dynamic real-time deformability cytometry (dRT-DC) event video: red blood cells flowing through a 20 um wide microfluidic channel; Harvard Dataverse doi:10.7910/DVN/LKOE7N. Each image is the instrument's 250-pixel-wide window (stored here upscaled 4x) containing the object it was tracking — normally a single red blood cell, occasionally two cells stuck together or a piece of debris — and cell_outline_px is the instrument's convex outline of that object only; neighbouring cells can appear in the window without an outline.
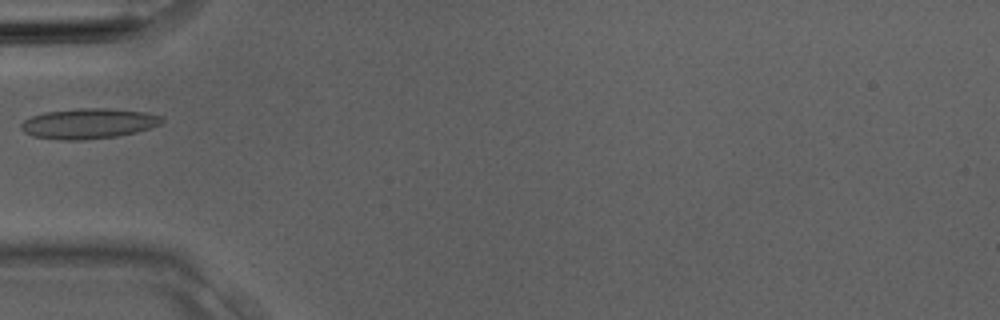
{"species": "Egyptian fruit bat (a non-hibernating species)", "species_latin": "Rousettus aegyptiacus", "temperature_condition": "room temperature", "stored_images_in_passage": 1, "camera_frame_rate_fps": 3000, "um_per_image_px": 0.085, "animal": {"sex": "male"}, "frame": {"image": 1, "passage_image": 1, "time_ms": 0.0, "image_size_px": [1000, 320], "cell_outline_px": [[164, 120], [160, 124], [136, 132], [116, 136], [84, 140], [60, 140], [32, 136], [24, 132], [20, 128], [20, 124], [24, 120], [32, 116], [44, 112], [76, 108], [108, 108], [144, 112], [164, 116]], "centroid_in_image_um": [7.5, 10.49], "position_along_channel_um": 77.5, "area_um2": 24.97}}